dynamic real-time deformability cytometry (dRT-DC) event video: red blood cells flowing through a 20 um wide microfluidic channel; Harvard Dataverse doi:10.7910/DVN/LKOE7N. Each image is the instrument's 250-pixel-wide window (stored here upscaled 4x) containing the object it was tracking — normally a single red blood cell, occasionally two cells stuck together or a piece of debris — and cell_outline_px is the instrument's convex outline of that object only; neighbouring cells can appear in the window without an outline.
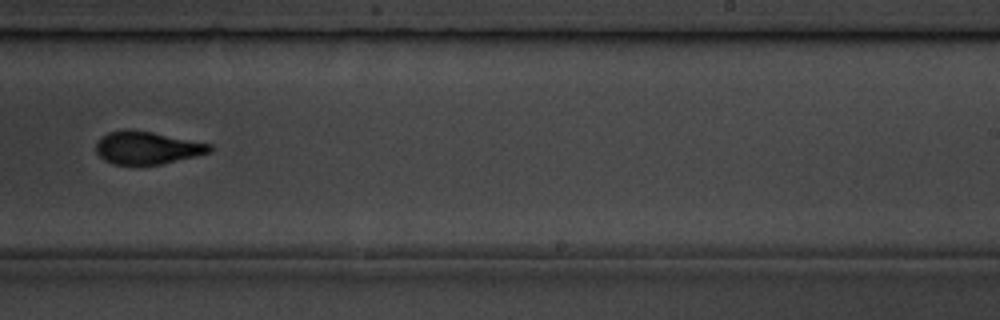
{"species": "common noctule bat (a hibernating species)", "species_latin": "Nyctalus noctula", "temperature_condition": "room temperature", "stored_images_in_passage": 9, "camera_frame_rate_fps": 3000, "um_per_image_px": 0.085, "animal": {"sex": "male", "body_mass_g": 19.5, "forearm_length_mm": 54.6}, "frame": {"image": 1, "passage_image": 9, "time_ms": 10.0, "image_size_px": [1000, 320], "cell_outline_px": [[212, 152], [196, 156], [160, 164], [112, 164], [104, 160], [96, 152], [96, 144], [100, 136], [108, 132], [124, 128], [152, 132], [212, 144]], "centroid_in_image_um": [12.48, 12.54], "position_along_channel_um": 276.5, "area_um2": 21.73}}